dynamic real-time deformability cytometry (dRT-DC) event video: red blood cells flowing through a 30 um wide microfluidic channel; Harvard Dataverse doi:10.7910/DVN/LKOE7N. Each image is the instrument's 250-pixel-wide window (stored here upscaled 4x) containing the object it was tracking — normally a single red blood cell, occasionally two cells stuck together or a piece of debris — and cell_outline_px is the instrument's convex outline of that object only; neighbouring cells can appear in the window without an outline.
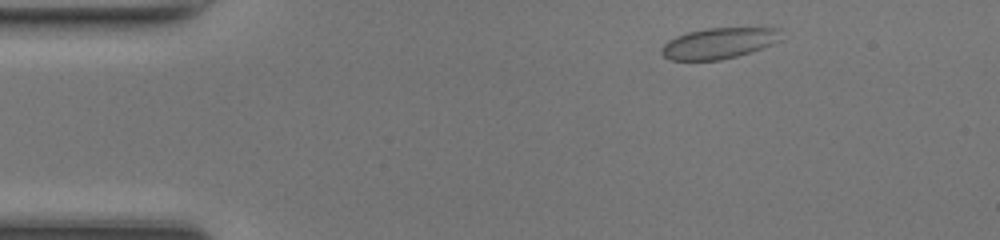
{"species": "common noctule bat (a hibernating species)", "species_latin": "Nyctalus noctula", "temperature_condition": "room temperature", "stored_images_in_passage": 44, "camera_frame_rate_fps": 3000, "um_per_image_px": 0.085, "animal": {"sex": "female", "body_mass_g": 17.0, "forearm_length_mm": 48.0}, "frame": {"image": 1, "passage_image": 3, "time_ms": 0.667, "image_size_px": [1000, 240], "cell_outline_px": [[780, 40], [772, 44], [752, 52], [720, 60], [672, 60], [664, 56], [660, 52], [660, 48], [668, 40], [676, 36], [688, 32], [708, 28], [780, 28]], "centroid_in_image_um": [61.08, 3.68], "position_along_channel_um": 23.9, "area_um2": 21.44}}
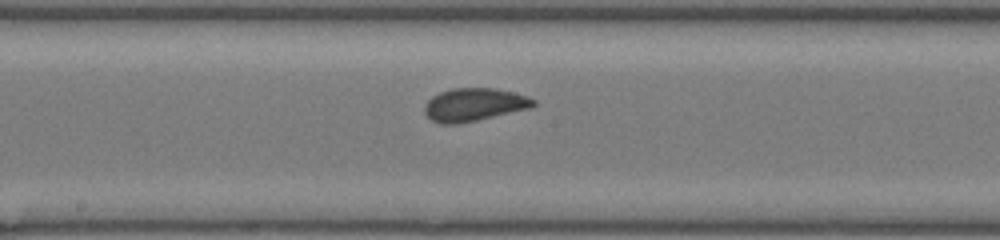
{"frame": {"image": 2, "passage_image": 21, "time_ms": 6.667, "image_size_px": [1000, 240], "cell_outline_px": [[536, 104], [532, 108], [476, 120], [456, 124], [440, 124], [432, 120], [424, 112], [424, 104], [432, 96], [440, 92], [452, 88], [496, 88], [528, 96], [536, 100]], "centroid_in_image_um": [40.31, 8.89], "position_along_channel_um": 207.9, "area_um2": 20.98}}
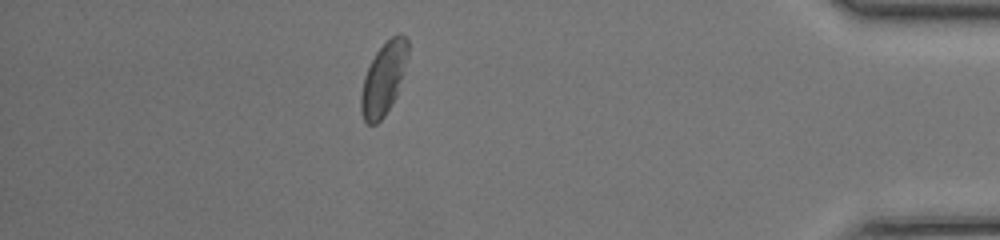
{"frame": {"image": 3, "passage_image": 38, "time_ms": 12.333, "image_size_px": [1000, 240], "cell_outline_px": [[408, 56], [396, 96], [384, 116], [376, 124], [368, 124], [364, 120], [360, 112], [360, 96], [364, 76], [376, 52], [392, 36], [400, 32], [408, 40]], "centroid_in_image_um": [32.59, 6.7], "position_along_channel_um": 402.6, "area_um2": 19.59}, "authors_computed_cell_mechanics": {"area_um2": 20.4323, "velocity_mm_per_s": 4.2823, "shape_relaxation_time_tau1_ms": 2.4695, "shape_relaxation_time_tau2_ms": null, "deformation_change_tau1": 0.0837, "deformation_change_tau2": null}}